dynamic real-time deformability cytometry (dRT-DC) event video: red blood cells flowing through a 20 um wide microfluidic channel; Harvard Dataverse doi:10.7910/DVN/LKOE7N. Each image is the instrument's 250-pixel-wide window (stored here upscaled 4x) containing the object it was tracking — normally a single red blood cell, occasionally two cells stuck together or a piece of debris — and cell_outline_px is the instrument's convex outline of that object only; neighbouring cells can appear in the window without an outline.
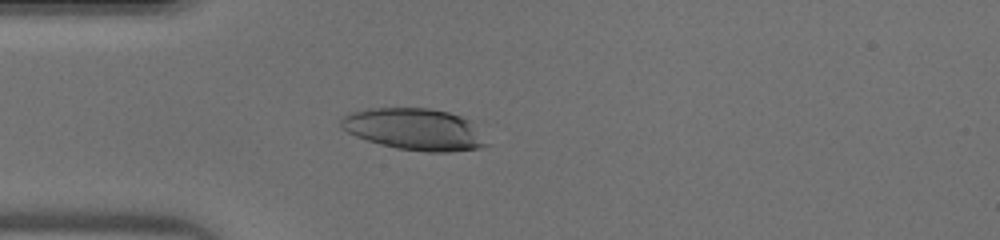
{"species": "human", "species_latin": "Homo sapiens", "temperature_condition": "warm", "stored_images_in_passage": 35, "camera_frame_rate_fps": 3000, "um_per_image_px": 0.085, "donor": {"sex": "male"}, "frame": {"image": 1, "passage_image": 2, "time_ms": 0.333, "image_size_px": [1000, 240], "cell_outline_px": [[488, 144], [480, 148], [448, 152], [428, 152], [396, 148], [380, 144], [356, 136], [340, 128], [340, 116], [352, 112], [368, 108], [428, 108], [448, 112], [460, 116], [468, 120]], "centroid_in_image_um": [35.16, 10.98], "position_along_channel_um": 49.8, "area_um2": 35.08}}
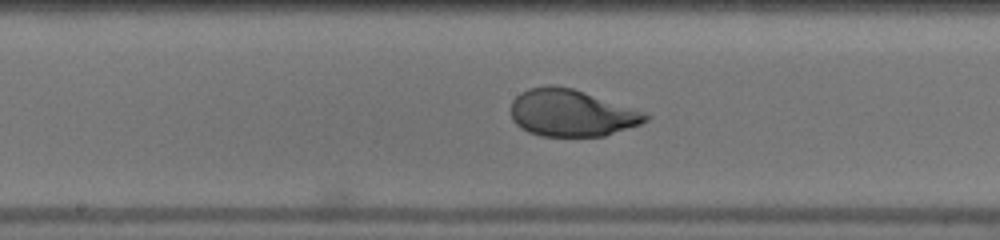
{"frame": {"image": 2, "passage_image": 13, "time_ms": 4.0, "image_size_px": [1000, 240], "cell_outline_px": [[652, 116], [648, 120], [640, 124], [604, 136], [540, 136], [528, 132], [520, 128], [512, 120], [512, 100], [520, 92], [528, 88], [548, 84], [552, 84], [572, 88], [644, 112]], "centroid_in_image_um": [48.54, 9.6], "position_along_channel_um": 199.7, "area_um2": 36.82}}
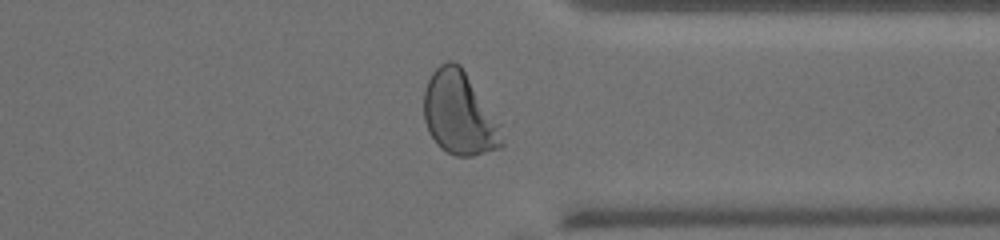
{"frame": {"image": 3, "passage_image": 25, "time_ms": 8.0, "image_size_px": [1000, 240], "cell_outline_px": [[504, 144], [500, 148], [472, 156], [456, 156], [440, 148], [436, 144], [428, 132], [424, 120], [424, 88], [432, 72], [440, 64], [448, 60], [452, 60], [460, 64], [500, 124], [504, 140]], "centroid_in_image_um": [39.03, 9.65], "position_along_channel_um": 372.4, "area_um2": 37.97}}